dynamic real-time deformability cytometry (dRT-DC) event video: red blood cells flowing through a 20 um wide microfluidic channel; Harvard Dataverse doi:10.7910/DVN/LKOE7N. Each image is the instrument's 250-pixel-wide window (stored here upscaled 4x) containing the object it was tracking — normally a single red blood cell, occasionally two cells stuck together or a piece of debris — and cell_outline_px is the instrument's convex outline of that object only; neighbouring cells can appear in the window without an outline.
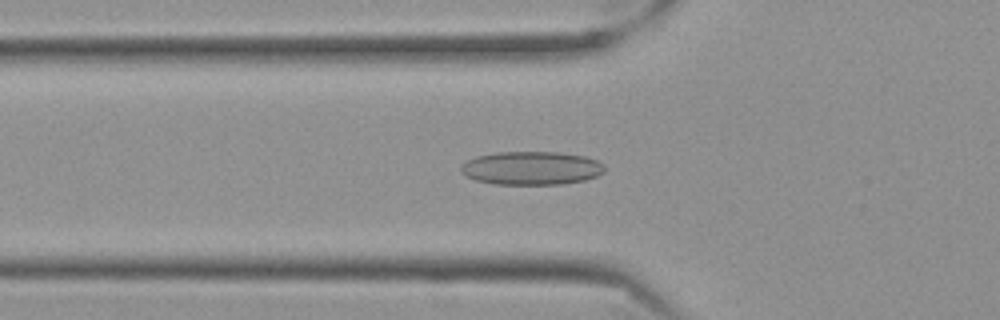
{"species": "Egyptian fruit bat (a non-hibernating species)", "species_latin": "Rousettus aegyptiacus", "temperature_condition": "cold", "stored_images_in_passage": 56, "camera_frame_rate_fps": 3000, "um_per_image_px": 0.085, "frame": {"image": 1, "passage_image": 19, "time_ms": 6.0, "image_size_px": [1000, 320], "cell_outline_px": [[604, 172], [596, 176], [584, 180], [564, 184], [492, 184], [476, 180], [464, 176], [460, 172], [460, 168], [468, 160], [476, 156], [496, 152], [560, 152], [584, 156], [596, 160], [604, 164]], "centroid_in_image_um": [45.16, 14.29], "position_along_channel_um": 80.6, "area_um2": 28.09}}
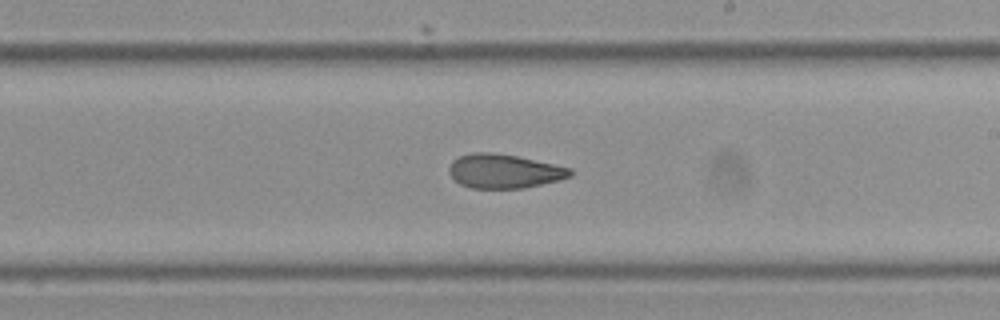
{"frame": {"image": 2, "passage_image": 33, "time_ms": 10.667, "image_size_px": [1000, 320], "cell_outline_px": [[572, 176], [560, 180], [524, 188], [472, 188], [460, 184], [448, 172], [448, 168], [452, 160], [460, 156], [476, 152], [492, 152], [516, 156], [572, 168]], "centroid_in_image_um": [42.85, 14.55], "position_along_channel_um": 246.1, "area_um2": 23.99}}
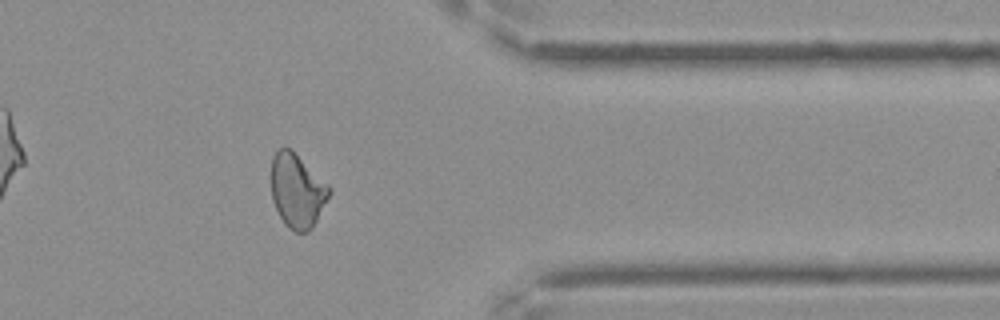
{"frame": {"image": 3, "passage_image": 46, "time_ms": 15.0, "image_size_px": [1000, 320], "cell_outline_px": [[332, 192], [312, 228], [308, 232], [296, 232], [288, 228], [284, 224], [272, 200], [272, 156], [280, 148], [292, 148], [332, 188]], "centroid_in_image_um": [25.28, 16.21], "position_along_channel_um": 386.1, "area_um2": 25.14}, "authors_computed_cell_mechanics": {"area_um2": 25.6632, "velocity_mm_per_s": 3.5251, "shape_relaxation_time_tau1_ms": null, "shape_relaxation_time_tau2_ms": 2.6606, "deformation_change_tau1": null, "deformation_change_tau2": 0.0953}}